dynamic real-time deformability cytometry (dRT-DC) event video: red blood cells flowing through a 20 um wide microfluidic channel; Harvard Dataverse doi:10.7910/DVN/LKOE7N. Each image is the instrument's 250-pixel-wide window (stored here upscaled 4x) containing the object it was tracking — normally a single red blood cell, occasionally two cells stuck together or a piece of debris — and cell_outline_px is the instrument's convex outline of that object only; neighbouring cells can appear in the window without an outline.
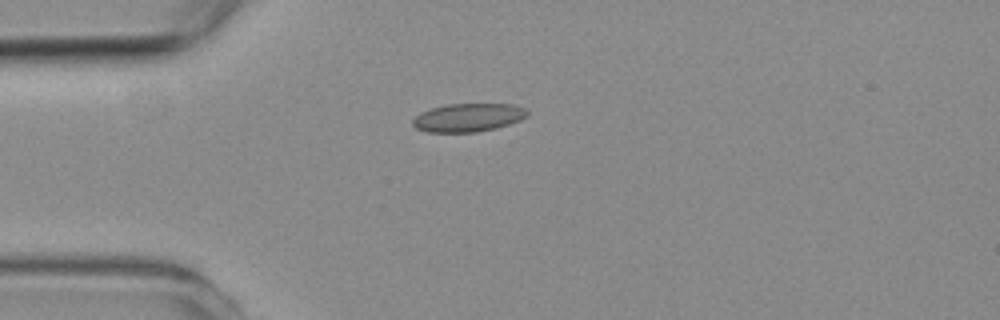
{"species": "common noctule bat (a hibernating species)", "species_latin": "Nyctalus noctula", "temperature_condition": "room temperature", "stored_images_in_passage": 6, "camera_frame_rate_fps": 3000, "um_per_image_px": 0.085, "animal": {"sex": "female", "body_mass_g": 19.3, "forearm_length_mm": 54.1}, "frame": {"image": 1, "passage_image": 4, "time_ms": 4.333, "image_size_px": [1000, 320], "cell_outline_px": [[528, 116], [520, 120], [496, 128], [476, 132], [428, 132], [416, 128], [412, 124], [412, 120], [420, 112], [432, 108], [448, 104], [512, 104], [524, 108], [528, 112]], "centroid_in_image_um": [39.79, 9.99], "position_along_channel_um": 45.2, "area_um2": 18.84}}
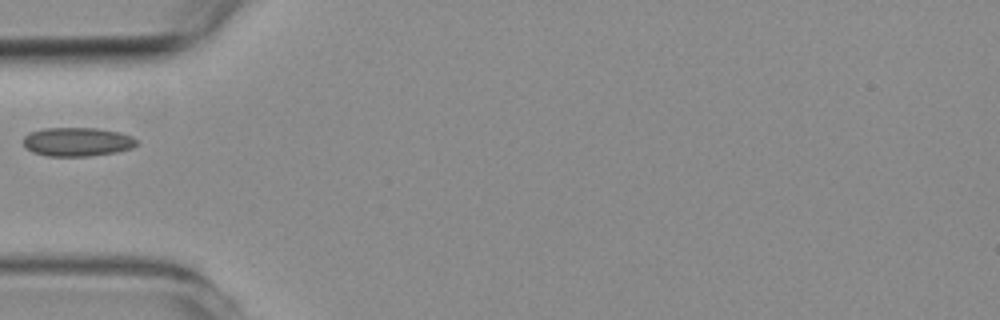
{"frame": {"image": 2, "passage_image": 5, "time_ms": 5.667, "image_size_px": [1000, 320], "cell_outline_px": [[140, 144], [132, 148], [116, 152], [92, 156], [48, 156], [32, 152], [24, 144], [24, 136], [32, 132], [44, 128], [96, 128], [120, 132], [132, 136]], "centroid_in_image_um": [6.62, 12.06], "position_along_channel_um": 78.4, "area_um2": 19.07}}
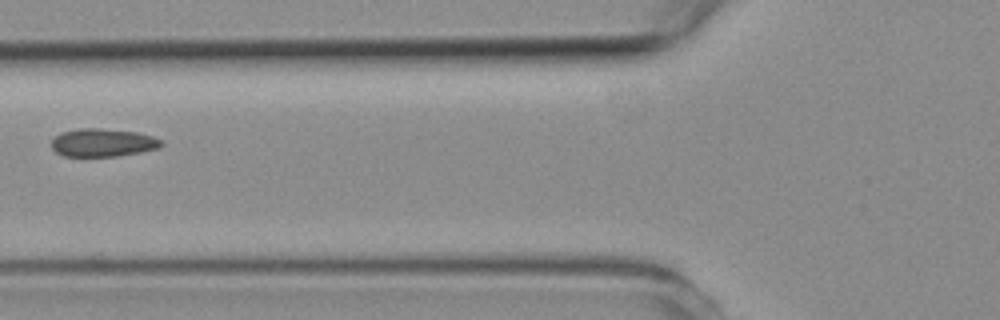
{"frame": {"image": 3, "passage_image": 6, "time_ms": 6.667, "image_size_px": [1000, 320], "cell_outline_px": [[164, 144], [160, 148], [140, 152], [116, 156], [64, 156], [56, 152], [52, 148], [52, 140], [60, 132], [80, 128], [100, 128], [136, 132], [152, 136], [160, 140]], "centroid_in_image_um": [8.74, 12.12], "position_along_channel_um": 117.1, "area_um2": 17.92}}